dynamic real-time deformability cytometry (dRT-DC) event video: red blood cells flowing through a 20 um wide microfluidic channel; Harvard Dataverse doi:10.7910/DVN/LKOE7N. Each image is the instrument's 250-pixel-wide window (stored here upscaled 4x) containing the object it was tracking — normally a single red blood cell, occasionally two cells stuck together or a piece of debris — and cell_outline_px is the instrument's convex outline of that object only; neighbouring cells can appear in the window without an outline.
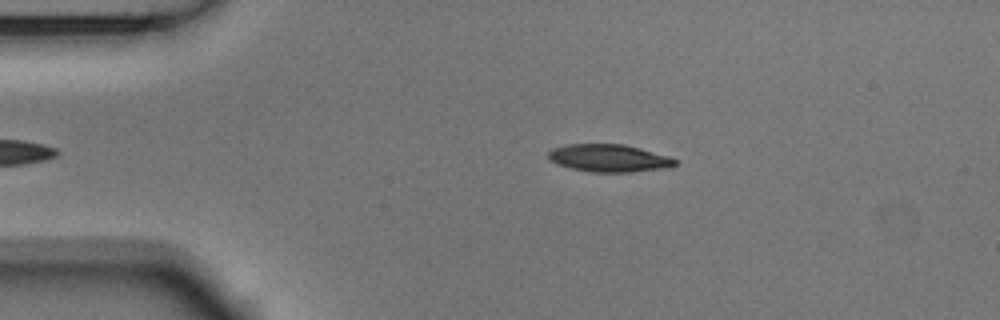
{"species": "Egyptian fruit bat (a non-hibernating species)", "species_latin": "Rousettus aegyptiacus", "temperature_condition": "room temperature", "stored_images_in_passage": 37, "camera_frame_rate_fps": 3000, "um_per_image_px": 0.085, "animal": {"sex": "male"}, "frame": {"image": 1, "passage_image": 3, "time_ms": 0.667, "image_size_px": [1000, 320], "cell_outline_px": [[680, 164], [672, 168], [632, 172], [592, 172], [572, 168], [556, 164], [548, 160], [548, 152], [552, 148], [568, 144], [624, 144], [640, 148], [668, 156], [680, 160]], "centroid_in_image_um": [51.83, 13.45], "position_along_channel_um": 33.2, "area_um2": 20.75}}
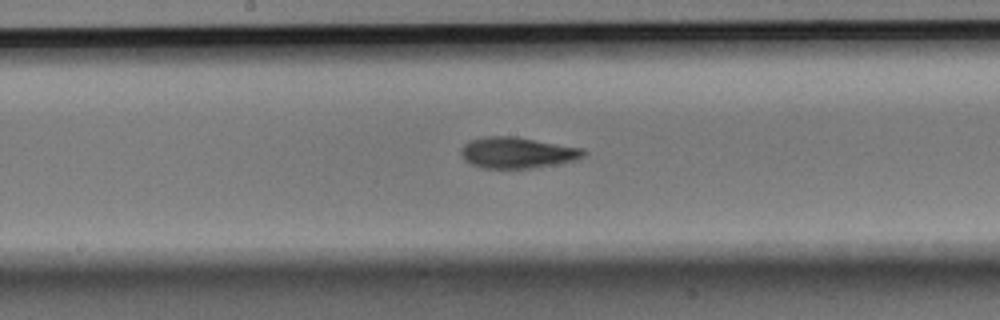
{"frame": {"image": 2, "passage_image": 20, "time_ms": 6.333, "image_size_px": [1000, 320], "cell_outline_px": [[588, 152], [584, 156], [572, 160], [532, 168], [484, 168], [472, 164], [464, 160], [460, 152], [460, 148], [468, 140], [484, 136], [516, 136], [584, 148]], "centroid_in_image_um": [43.94, 12.95], "position_along_channel_um": 204.3, "area_um2": 22.25}}
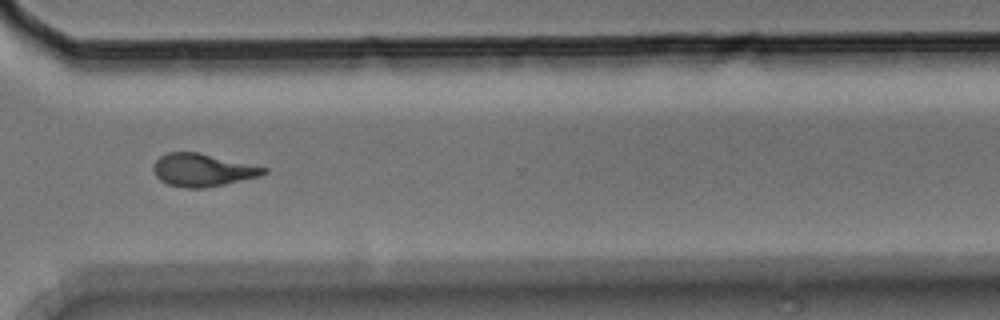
{"frame": {"image": 3, "passage_image": 32, "time_ms": 10.333, "image_size_px": [1000, 320], "cell_outline_px": [[268, 172], [260, 176], [224, 184], [204, 188], [184, 188], [168, 184], [160, 180], [156, 176], [152, 168], [152, 164], [160, 156], [168, 152], [196, 152], [268, 168]], "centroid_in_image_um": [17.18, 14.46], "position_along_channel_um": 353.4, "area_um2": 20.92}, "authors_computed_cell_mechanics": {"area_um2": 21.2704, "velocity_mm_per_s": 3.7333, "shape_relaxation_time_tau1_ms": 3.2147, "shape_relaxation_time_tau2_ms": 3.3578, "deformation_change_tau1": 0.1559, "deformation_change_tau2": 0.1076}}